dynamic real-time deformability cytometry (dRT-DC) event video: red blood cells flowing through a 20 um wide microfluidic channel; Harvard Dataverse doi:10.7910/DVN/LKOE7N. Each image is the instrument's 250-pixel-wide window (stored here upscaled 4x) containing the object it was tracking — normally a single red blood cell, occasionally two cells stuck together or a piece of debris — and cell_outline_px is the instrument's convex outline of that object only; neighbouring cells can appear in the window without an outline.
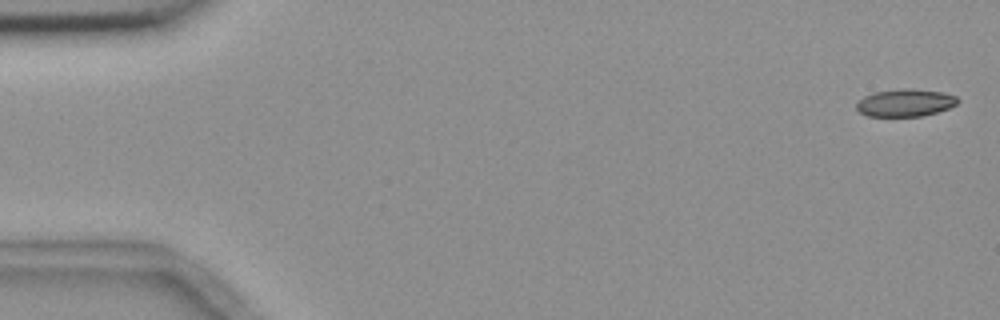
{"species": "common noctule bat (a hibernating species)", "species_latin": "Nyctalus noctula", "temperature_condition": "room temperature", "stored_images_in_passage": 6, "camera_frame_rate_fps": 3000, "um_per_image_px": 0.085, "animal": {"sex": "female", "body_mass_g": 18.4}, "frame": {"image": 1, "passage_image": 1, "time_ms": 0.0, "image_size_px": [1000, 320], "cell_outline_px": [[960, 100], [956, 104], [948, 108], [936, 112], [920, 116], [868, 116], [860, 112], [856, 108], [856, 104], [864, 96], [876, 92], [904, 88], [912, 88], [940, 92], [956, 96]], "centroid_in_image_um": [76.94, 8.73], "position_along_channel_um": 8.1, "area_um2": 16.01}}